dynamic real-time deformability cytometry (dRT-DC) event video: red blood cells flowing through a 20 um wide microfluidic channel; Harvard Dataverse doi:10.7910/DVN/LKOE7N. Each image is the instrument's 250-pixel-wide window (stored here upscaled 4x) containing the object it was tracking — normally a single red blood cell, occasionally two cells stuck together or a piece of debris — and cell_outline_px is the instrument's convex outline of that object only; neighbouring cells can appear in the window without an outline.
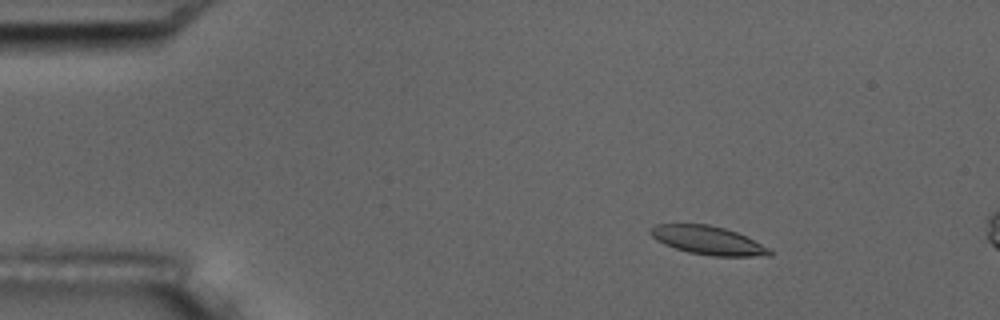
{"species": "common noctule bat (a hibernating species)", "species_latin": "Nyctalus noctula", "temperature_condition": "room temperature", "stored_images_in_passage": 4, "camera_frame_rate_fps": 3000, "um_per_image_px": 0.085, "animal": {"sex": "male", "body_mass_g": 17.5, "forearm_length_mm": 52.3}, "frame": {"image": 1, "passage_image": 2, "time_ms": 1.0, "image_size_px": [1000, 320], "cell_outline_px": [[776, 252], [772, 256], [712, 256], [688, 252], [664, 244], [656, 240], [648, 232], [648, 228], [656, 224], [708, 224], [724, 228], [736, 232], [772, 248]], "centroid_in_image_um": [60.22, 20.44], "position_along_channel_um": 24.8, "area_um2": 20.06}}